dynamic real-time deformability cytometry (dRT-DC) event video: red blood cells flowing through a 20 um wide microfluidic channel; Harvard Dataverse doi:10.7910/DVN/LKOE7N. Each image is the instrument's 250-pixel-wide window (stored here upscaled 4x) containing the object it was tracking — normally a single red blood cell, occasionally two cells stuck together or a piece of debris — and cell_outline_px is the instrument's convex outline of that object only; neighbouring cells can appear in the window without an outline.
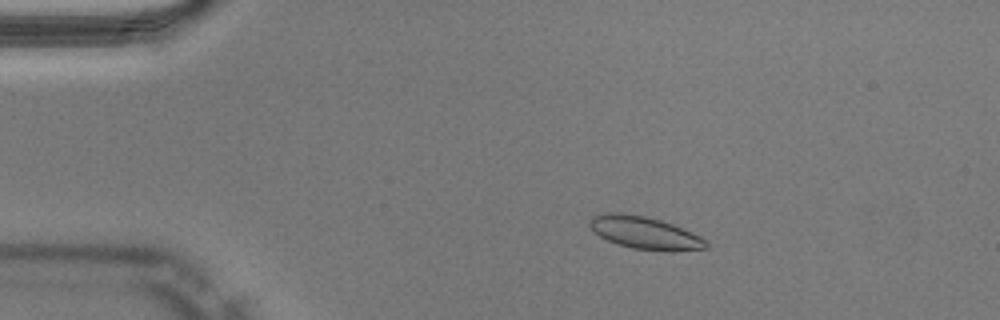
{"species": "Egyptian fruit bat (a non-hibernating species)", "species_latin": "Rousettus aegyptiacus", "temperature_condition": "warm", "stored_images_in_passage": 51, "segment_of_instrument_passage": [1, 2], "camera_frame_rate_fps": 3000, "um_per_image_px": 0.085, "animal": {"sex": "male"}, "frame": {"image": 1, "passage_image": 10, "time_ms": 3.0, "image_size_px": [1000, 320], "cell_outline_px": [[708, 248], [672, 252], [632, 248], [616, 244], [600, 236], [588, 224], [588, 220], [592, 216], [600, 212], [620, 212], [644, 216], [660, 220], [672, 224], [700, 236], [708, 244]], "centroid_in_image_um": [54.78, 19.78], "position_along_channel_um": 30.2, "area_um2": 22.14}}
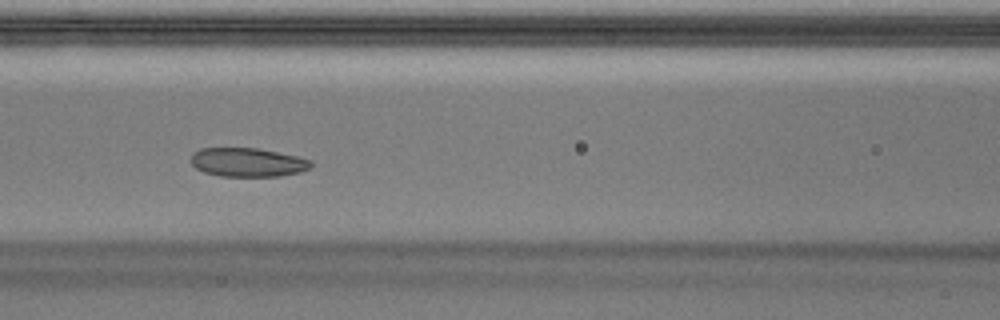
{"frame": {"image": 2, "passage_image": 23, "time_ms": 7.333, "image_size_px": [1000, 320], "cell_outline_px": [[312, 168], [300, 172], [280, 176], [220, 176], [204, 172], [196, 168], [192, 164], [192, 152], [200, 148], [256, 148], [296, 156], [312, 160]], "centroid_in_image_um": [21.06, 13.8], "position_along_channel_um": 145.5, "area_um2": 20.17}}
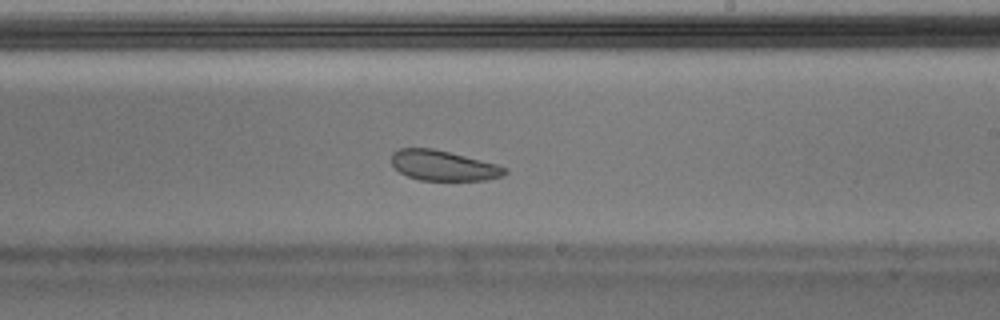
{"frame": {"image": 3, "passage_image": 31, "time_ms": 10.0, "image_size_px": [1000, 320], "cell_outline_px": [[508, 172], [504, 176], [488, 180], [420, 180], [408, 176], [400, 172], [392, 164], [392, 152], [400, 148], [432, 148], [496, 164], [508, 168]], "centroid_in_image_um": [37.71, 14.08], "position_along_channel_um": 251.3, "area_um2": 19.83}}